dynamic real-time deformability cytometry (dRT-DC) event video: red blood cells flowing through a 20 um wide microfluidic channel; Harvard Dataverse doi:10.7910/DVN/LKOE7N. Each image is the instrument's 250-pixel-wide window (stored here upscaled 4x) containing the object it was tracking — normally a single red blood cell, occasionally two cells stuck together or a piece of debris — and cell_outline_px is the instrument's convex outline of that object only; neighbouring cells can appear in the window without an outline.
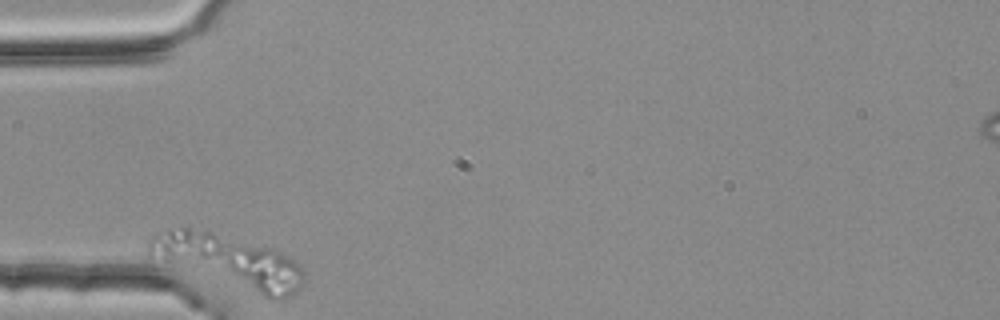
{"species": "common noctule bat (a hibernating species)", "species_latin": "Nyctalus noctula", "temperature_condition": "room temperature", "stored_images_in_passage": 1, "camera_frame_rate_fps": 3000, "um_per_image_px": 0.085, "animal": {"sex": "female", "body_mass_g": 25.1}, "frame": {"image": 1, "passage_image": 1, "time_ms": 0.0, "image_size_px": [1000, 320], "cell_outline_px": [[304, 284], [288, 300], [268, 300], [148, 256], [148, 240], [156, 236], [180, 228], [204, 228], [276, 248], [304, 264]], "centroid_in_image_um": [19.62, 22.23], "position_along_channel_um": 65.4, "area_um2": 49.01}}